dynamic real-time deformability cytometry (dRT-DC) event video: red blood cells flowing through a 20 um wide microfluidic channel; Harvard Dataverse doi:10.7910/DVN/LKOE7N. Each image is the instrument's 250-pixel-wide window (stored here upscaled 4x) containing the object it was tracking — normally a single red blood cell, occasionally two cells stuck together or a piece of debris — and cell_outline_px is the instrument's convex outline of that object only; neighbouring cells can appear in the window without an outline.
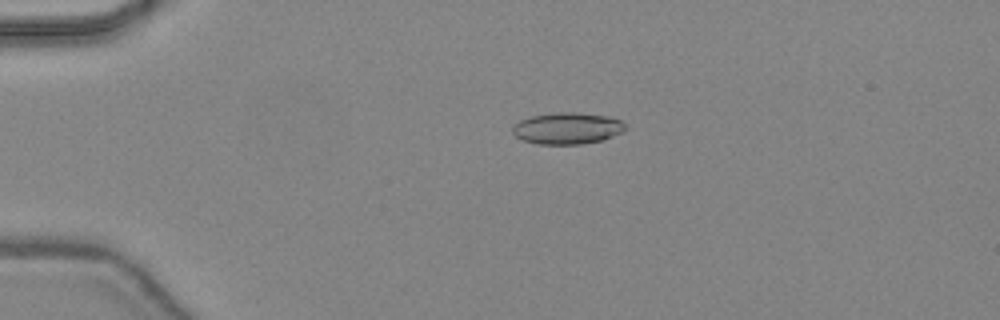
{"species": "common noctule bat (a hibernating species)", "species_latin": "Nyctalus noctula", "temperature_condition": "warm", "stored_images_in_passage": 48, "camera_frame_rate_fps": 3000, "um_per_image_px": 0.085, "animal": {"sex": "female", "body_mass_g": 24.6, "forearm_length_mm": 56.2}, "frame": {"image": 1, "passage_image": 12, "time_ms": 3.667, "image_size_px": [1000, 320], "cell_outline_px": [[628, 128], [612, 136], [600, 140], [580, 144], [536, 144], [520, 140], [512, 132], [512, 128], [520, 120], [532, 116], [552, 112], [576, 112], [608, 116], [620, 120]], "centroid_in_image_um": [48.19, 10.9], "position_along_channel_um": 36.8, "area_um2": 20.75}}
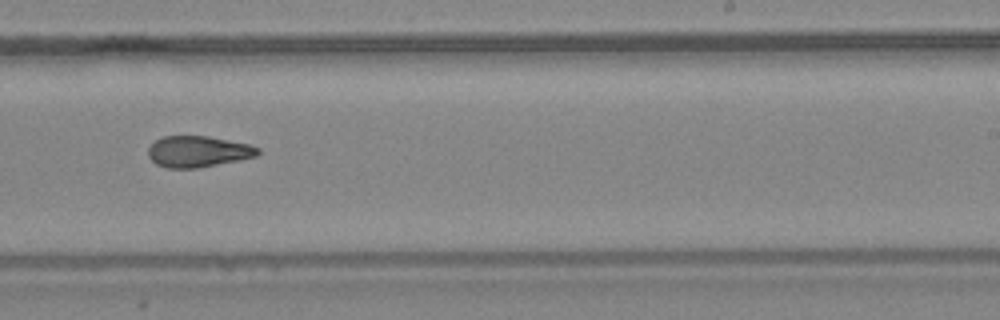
{"frame": {"image": 2, "passage_image": 31, "time_ms": 10.0, "image_size_px": [1000, 320], "cell_outline_px": [[260, 152], [256, 156], [240, 160], [200, 168], [168, 168], [156, 164], [148, 156], [148, 148], [156, 140], [164, 136], [208, 136], [248, 144], [260, 148]], "centroid_in_image_um": [16.84, 12.89], "position_along_channel_um": 272.2, "area_um2": 19.94}}
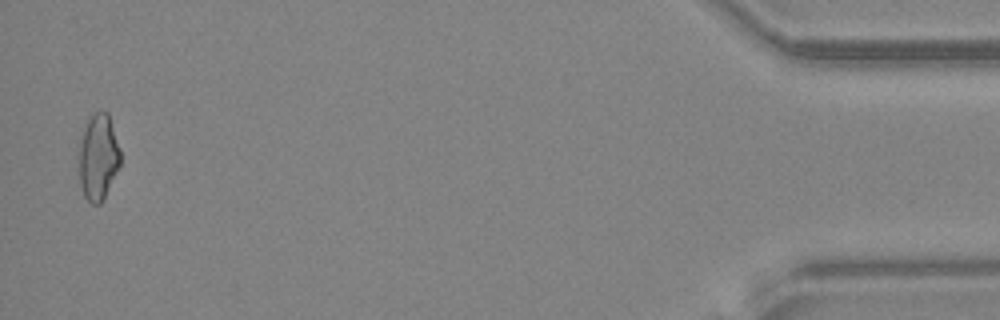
{"frame": {"image": 3, "passage_image": 47, "time_ms": 15.333, "image_size_px": [1000, 320], "cell_outline_px": [[120, 164], [104, 200], [100, 204], [92, 204], [84, 196], [80, 184], [76, 152], [84, 124], [88, 116], [96, 112], [108, 112], [120, 148]], "centroid_in_image_um": [8.3, 13.34], "position_along_channel_um": 426.9, "area_um2": 21.56}, "authors_computed_cell_mechanics": {"area_um2": 20.7213, "velocity_mm_per_s": 4.4714, "shape_relaxation_time_tau1_ms": null, "shape_relaxation_time_tau2_ms": 5.3123, "deformation_change_tau1": null, "deformation_change_tau2": 0.1472}}